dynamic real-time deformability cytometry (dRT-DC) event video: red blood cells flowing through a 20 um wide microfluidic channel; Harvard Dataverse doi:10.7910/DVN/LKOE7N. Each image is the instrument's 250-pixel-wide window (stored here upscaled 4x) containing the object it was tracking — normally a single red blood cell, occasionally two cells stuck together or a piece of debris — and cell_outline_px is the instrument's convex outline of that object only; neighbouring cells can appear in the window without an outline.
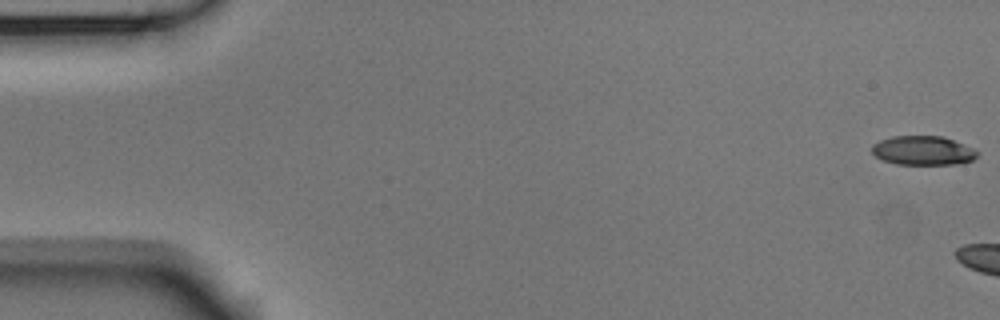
{"species": "Egyptian fruit bat (a non-hibernating species)", "species_latin": "Rousettus aegyptiacus", "temperature_condition": "room temperature", "stored_images_in_passage": 3, "camera_frame_rate_fps": 3000, "um_per_image_px": 0.085, "animal": {"sex": "male"}, "frame": {"image": 1, "passage_image": 1, "time_ms": 0.0, "image_size_px": [1000, 320], "cell_outline_px": [[980, 152], [972, 160], [956, 164], [896, 164], [884, 160], [876, 156], [872, 152], [872, 144], [880, 140], [892, 136], [944, 136], [964, 144]], "centroid_in_image_um": [78.46, 12.79], "position_along_channel_um": 6.5, "area_um2": 17.86}}